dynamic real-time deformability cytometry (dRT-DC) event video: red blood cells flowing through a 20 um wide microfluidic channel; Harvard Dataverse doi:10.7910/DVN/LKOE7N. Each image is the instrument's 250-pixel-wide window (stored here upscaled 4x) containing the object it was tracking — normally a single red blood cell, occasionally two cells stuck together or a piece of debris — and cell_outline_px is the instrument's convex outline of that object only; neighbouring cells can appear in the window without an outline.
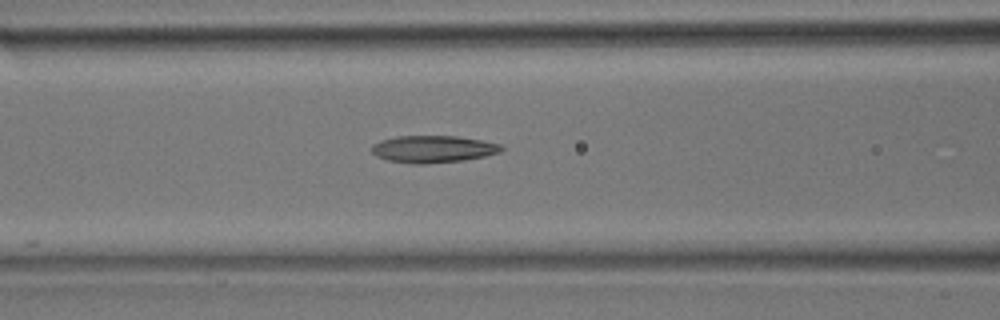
{"species": "common noctule bat (a hibernating species)", "species_latin": "Nyctalus noctula", "temperature_condition": "room temperature", "stored_images_in_passage": 19, "camera_frame_rate_fps": 3000, "um_per_image_px": 0.085, "animal": {"sex": "male", "body_mass_g": 17.9}, "frame": {"image": 1, "passage_image": 16, "time_ms": 5.0, "image_size_px": [1000, 320], "cell_outline_px": [[504, 148], [500, 152], [484, 156], [464, 160], [428, 164], [412, 164], [388, 160], [376, 156], [372, 152], [372, 144], [380, 140], [396, 136], [456, 136], [480, 140], [500, 144]], "centroid_in_image_um": [36.78, 12.67], "position_along_channel_um": 129.8, "area_um2": 20.52}}